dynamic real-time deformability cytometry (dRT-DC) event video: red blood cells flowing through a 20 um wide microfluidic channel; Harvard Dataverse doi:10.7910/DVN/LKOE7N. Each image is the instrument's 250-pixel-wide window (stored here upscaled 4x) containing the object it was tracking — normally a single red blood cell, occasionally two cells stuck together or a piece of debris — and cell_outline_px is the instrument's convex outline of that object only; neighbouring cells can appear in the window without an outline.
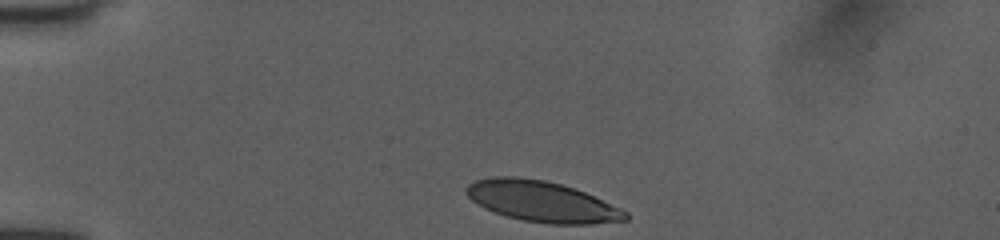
{"species": "human", "species_latin": "Homo sapiens", "temperature_condition": "room temperature", "stored_images_in_passage": 33, "camera_frame_rate_fps": 3000, "um_per_image_px": 0.085, "donor": {"sex": "female"}, "frame": {"image": 1, "passage_image": 1, "time_ms": 0.0, "image_size_px": [1000, 240], "cell_outline_px": [[628, 220], [592, 224], [548, 224], [524, 220], [508, 216], [484, 208], [476, 204], [464, 192], [464, 188], [468, 184], [476, 180], [492, 176], [516, 176], [544, 180], [560, 184], [584, 192], [620, 208], [628, 212]], "centroid_in_image_um": [46.02, 17.12], "position_along_channel_um": 39.0, "area_um2": 37.69}}
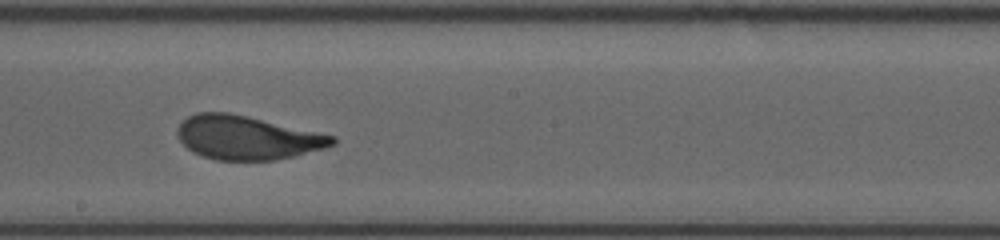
{"frame": {"image": 2, "passage_image": 19, "time_ms": 6.0, "image_size_px": [1000, 240], "cell_outline_px": [[336, 144], [324, 148], [276, 160], [216, 160], [192, 152], [180, 140], [176, 132], [176, 128], [188, 116], [196, 112], [228, 112], [248, 116], [336, 136]], "centroid_in_image_um": [20.99, 11.69], "position_along_channel_um": 227.2, "area_um2": 39.42}}
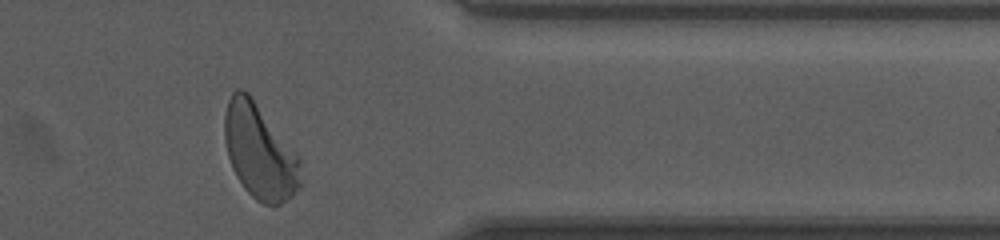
{"frame": {"image": 3, "passage_image": 32, "time_ms": 10.333, "image_size_px": [1000, 240], "cell_outline_px": [[304, 184], [292, 196], [280, 204], [272, 208], [256, 200], [244, 188], [236, 176], [232, 168], [228, 156], [224, 140], [224, 112], [228, 100], [232, 92], [236, 88], [240, 88], [248, 92], [252, 96], [300, 156]], "centroid_in_image_um": [22.1, 12.9], "position_along_channel_um": 389.3, "area_um2": 43.06}, "authors_computed_cell_mechanics": {"area_um2": 39.7664, "velocity_mm_per_s": 3.9919, "shape_relaxation_time_tau1_ms": 3.2375, "shape_relaxation_time_tau2_ms": null, "deformation_change_tau1": 0.1582, "deformation_change_tau2": null}}